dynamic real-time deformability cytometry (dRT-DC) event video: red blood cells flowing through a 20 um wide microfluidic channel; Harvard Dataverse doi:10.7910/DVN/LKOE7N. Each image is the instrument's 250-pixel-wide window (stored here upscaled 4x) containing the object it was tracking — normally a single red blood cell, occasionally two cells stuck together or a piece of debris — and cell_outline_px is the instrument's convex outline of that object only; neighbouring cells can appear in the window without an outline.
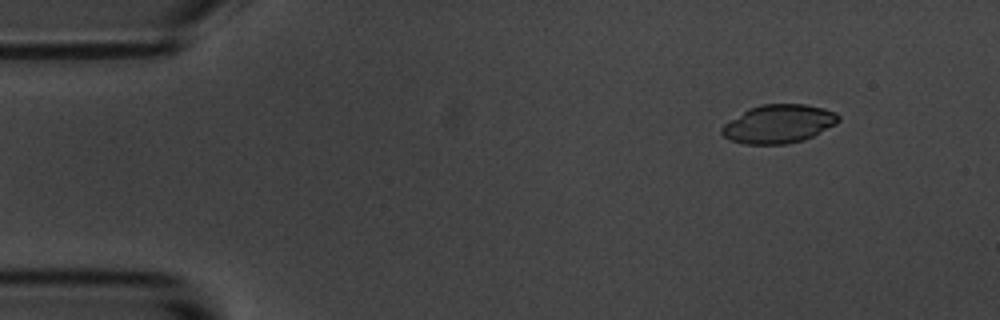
{"species": "common noctule bat (a hibernating species)", "species_latin": "Nyctalus noctula", "temperature_condition": "room temperature", "stored_images_in_passage": 5, "camera_frame_rate_fps": 3000, "um_per_image_px": 0.085, "animal": {"sex": "male", "body_mass_g": 20.1, "forearm_length_mm": 53.5}, "frame": {"image": 1, "passage_image": 2, "time_ms": 1.333, "image_size_px": [1000, 320], "cell_outline_px": [[840, 120], [836, 124], [804, 140], [788, 144], [744, 144], [728, 140], [720, 132], [720, 128], [724, 124], [748, 108], [760, 104], [804, 104], [824, 108], [836, 112], [840, 116]], "centroid_in_image_um": [66.17, 10.53], "position_along_channel_um": 18.8, "area_um2": 26.36}}
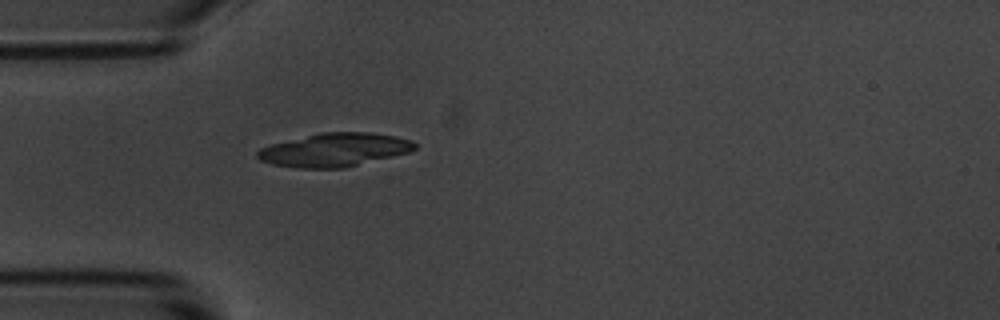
{"frame": {"image": 2, "passage_image": 5, "time_ms": 4.667, "image_size_px": [1000, 320], "cell_outline_px": [[416, 148], [408, 152], [344, 168], [300, 168], [272, 164], [260, 160], [256, 156], [256, 152], [260, 148], [272, 144], [320, 132], [368, 132], [396, 136], [412, 140], [416, 144]], "centroid_in_image_um": [28.42, 12.73], "position_along_channel_um": 56.6, "area_um2": 30.46}}